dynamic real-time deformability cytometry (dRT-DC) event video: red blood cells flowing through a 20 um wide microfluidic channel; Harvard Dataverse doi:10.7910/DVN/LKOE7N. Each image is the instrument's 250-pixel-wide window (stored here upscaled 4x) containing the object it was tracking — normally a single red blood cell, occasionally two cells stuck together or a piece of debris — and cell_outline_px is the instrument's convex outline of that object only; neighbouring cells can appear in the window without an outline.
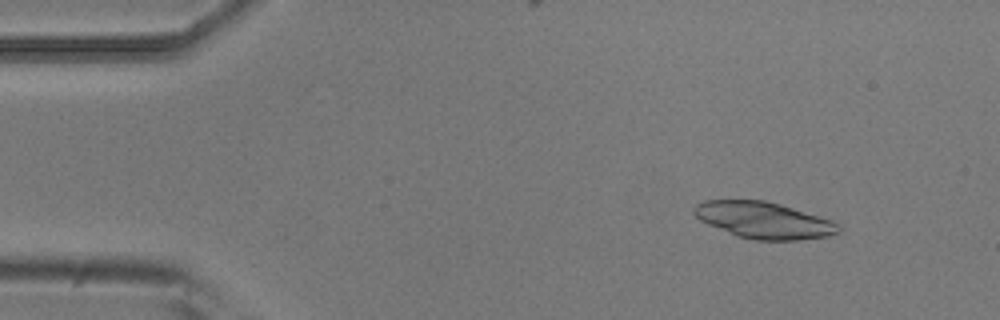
{"species": "common noctule bat (a hibernating species)", "species_latin": "Nyctalus noctula", "temperature_condition": "room temperature", "stored_images_in_passage": 3, "camera_frame_rate_fps": 3000, "um_per_image_px": 0.085, "animal": {"sex": "male", "body_mass_g": 20.5, "forearm_length_mm": 52.5}, "frame": {"image": 1, "passage_image": 1, "time_ms": 0.0, "image_size_px": [1000, 320], "cell_outline_px": [[840, 232], [828, 236], [800, 240], [756, 240], [740, 236], [708, 224], [700, 220], [692, 212], [692, 208], [696, 204], [704, 200], [764, 200], [780, 204], [832, 220], [840, 228]], "centroid_in_image_um": [64.91, 18.71], "position_along_channel_um": 20.1, "area_um2": 30.46}}